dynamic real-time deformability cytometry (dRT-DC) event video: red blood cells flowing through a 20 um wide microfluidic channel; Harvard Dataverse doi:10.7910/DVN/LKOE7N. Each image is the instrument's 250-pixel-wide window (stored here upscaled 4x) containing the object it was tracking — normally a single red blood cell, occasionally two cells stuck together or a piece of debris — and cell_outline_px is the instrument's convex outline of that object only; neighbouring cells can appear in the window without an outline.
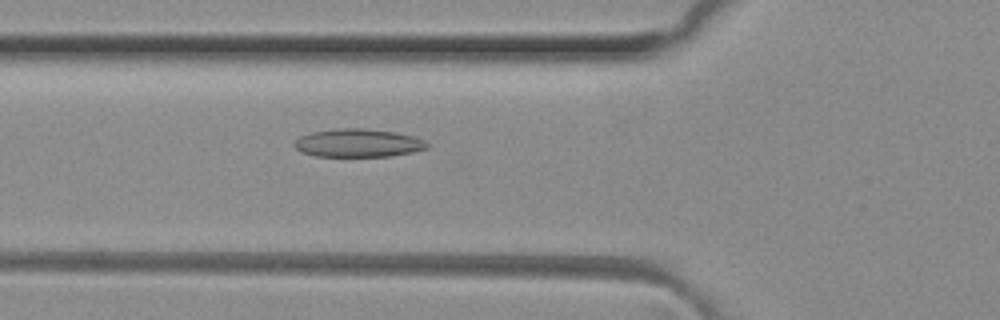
{"species": "common noctule bat (a hibernating species)", "species_latin": "Nyctalus noctula", "temperature_condition": "room temperature", "stored_images_in_passage": 35, "camera_frame_rate_fps": 3000, "um_per_image_px": 0.085, "animal": {"sex": "female", "body_mass_g": 29.2, "forearm_length_mm": 56.3}, "frame": {"image": 1, "passage_image": 10, "time_ms": 3.0, "image_size_px": [1000, 320], "cell_outline_px": [[428, 148], [412, 152], [392, 156], [316, 156], [304, 152], [296, 148], [292, 144], [300, 136], [312, 132], [336, 128], [364, 128], [396, 132], [412, 136], [424, 140], [428, 144]], "centroid_in_image_um": [30.45, 12.15], "position_along_channel_um": 95.4, "area_um2": 21.73}}
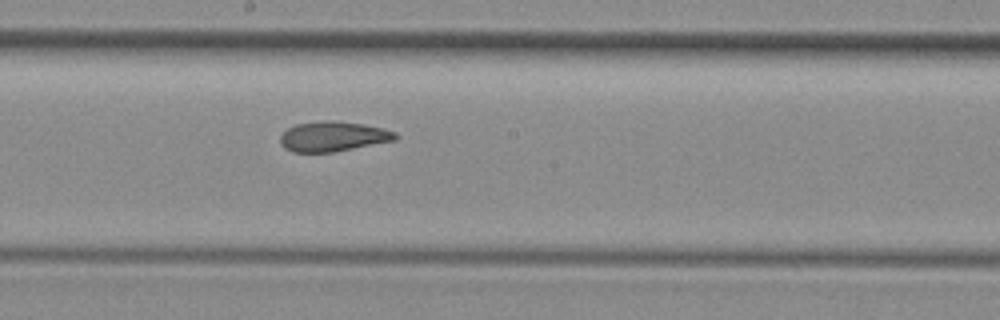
{"frame": {"image": 2, "passage_image": 19, "time_ms": 6.0, "image_size_px": [1000, 320], "cell_outline_px": [[396, 140], [332, 152], [292, 152], [284, 148], [280, 140], [280, 136], [288, 128], [296, 124], [324, 120], [336, 120], [360, 124], [380, 128], [396, 132]], "centroid_in_image_um": [28.27, 11.6], "position_along_channel_um": 219.9, "area_um2": 19.88}}
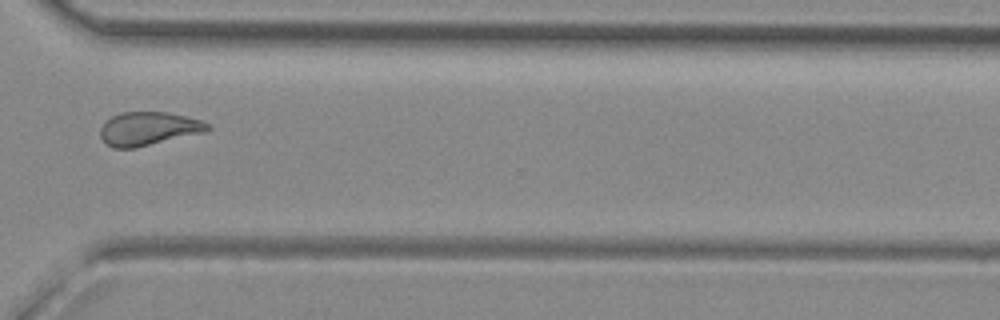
{"frame": {"image": 3, "passage_image": 29, "time_ms": 9.333, "image_size_px": [1000, 320], "cell_outline_px": [[212, 128], [204, 132], [136, 148], [112, 148], [100, 136], [100, 128], [112, 116], [120, 112], [168, 112], [200, 120], [208, 124]], "centroid_in_image_um": [12.61, 10.94], "position_along_channel_um": 358.0, "area_um2": 20.75}, "authors_computed_cell_mechanics": {"area_um2": 20.8658, "velocity_mm_per_s": 4.1413, "shape_relaxation_time_tau1_ms": null, "shape_relaxation_time_tau2_ms": 2.3753, "deformation_change_tau1": null, "deformation_change_tau2": 0.0853}}